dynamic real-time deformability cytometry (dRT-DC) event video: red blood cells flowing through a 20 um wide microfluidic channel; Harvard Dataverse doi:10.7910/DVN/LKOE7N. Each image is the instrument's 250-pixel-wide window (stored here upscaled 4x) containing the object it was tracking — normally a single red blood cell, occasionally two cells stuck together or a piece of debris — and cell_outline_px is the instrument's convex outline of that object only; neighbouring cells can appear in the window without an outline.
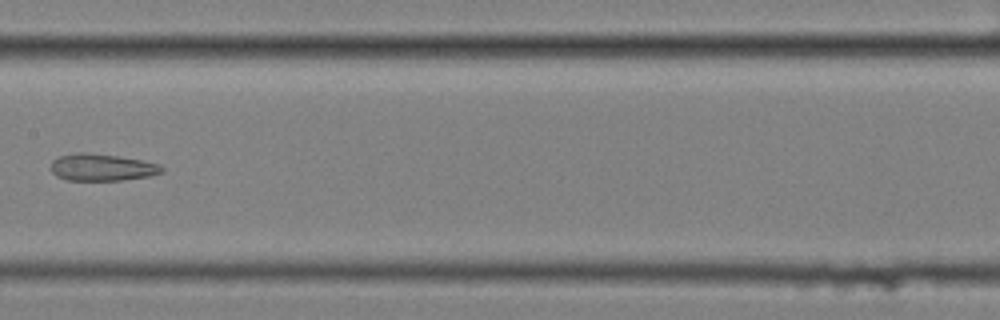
{"species": "common noctule bat (a hibernating species)", "species_latin": "Nyctalus noctula", "temperature_condition": "cold", "stored_images_in_passage": 8, "camera_frame_rate_fps": 3000, "um_per_image_px": 0.085, "animal": {"sex": "female", "body_mass_g": 25.1}, "frame": {"image": 1, "passage_image": 7, "time_ms": 2.0, "image_size_px": [1000, 320], "cell_outline_px": [[164, 172], [148, 176], [120, 180], [68, 180], [56, 176], [52, 172], [52, 160], [60, 156], [80, 152], [84, 152], [116, 156], [140, 160], [160, 164], [164, 168]], "centroid_in_image_um": [8.67, 14.23], "position_along_channel_um": 198.7, "area_um2": 17.22}}
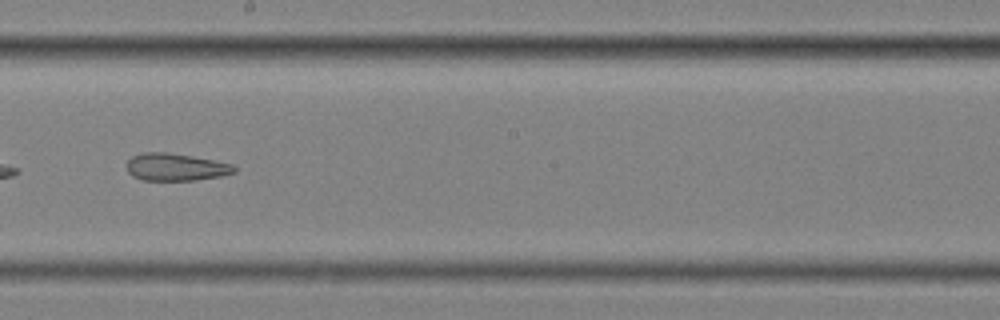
{"frame": {"image": 2, "passage_image": 8, "time_ms": 2.333, "image_size_px": [1000, 320], "cell_outline_px": [[236, 172], [220, 176], [196, 180], [140, 180], [132, 176], [128, 172], [128, 160], [132, 156], [144, 152], [168, 152], [192, 156], [232, 164], [236, 168]], "centroid_in_image_um": [14.92, 14.2], "position_along_channel_um": 233.3, "area_um2": 17.11}}